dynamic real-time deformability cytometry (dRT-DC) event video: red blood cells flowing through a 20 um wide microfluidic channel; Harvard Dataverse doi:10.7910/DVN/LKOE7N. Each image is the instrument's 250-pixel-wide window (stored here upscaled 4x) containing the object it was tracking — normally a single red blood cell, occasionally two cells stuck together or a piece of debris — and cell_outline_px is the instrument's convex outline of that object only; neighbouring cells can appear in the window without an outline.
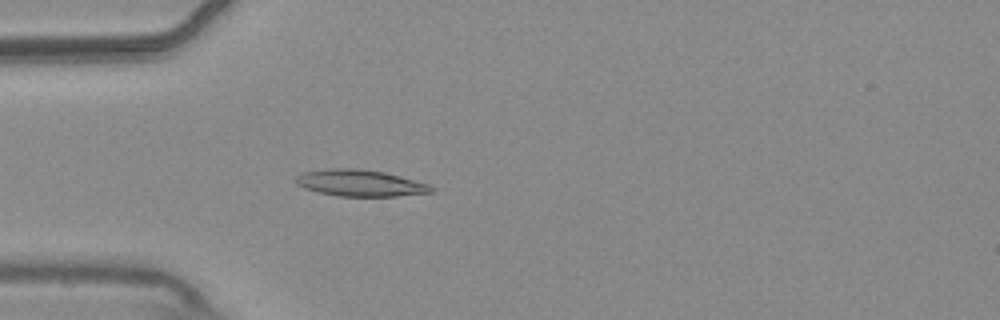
{"species": "common noctule bat (a hibernating species)", "species_latin": "Nyctalus noctula", "temperature_condition": "warm", "stored_images_in_passage": 46, "camera_frame_rate_fps": 3000, "um_per_image_px": 0.085, "animal": {"sex": "male", "body_mass_g": 20.4}, "frame": {"image": 1, "passage_image": 7, "time_ms": 2.0, "image_size_px": [1000, 320], "cell_outline_px": [[436, 188], [432, 192], [396, 196], [340, 196], [320, 192], [304, 188], [296, 184], [292, 180], [296, 176], [304, 172], [332, 168], [360, 168], [384, 172], [400, 176], [428, 184]], "centroid_in_image_um": [30.59, 15.55], "position_along_channel_um": 54.4, "area_um2": 20.92}}
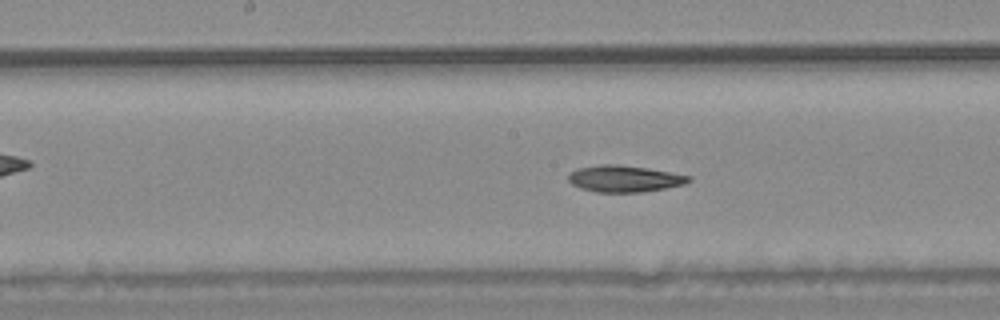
{"frame": {"image": 2, "passage_image": 19, "time_ms": 6.0, "image_size_px": [1000, 320], "cell_outline_px": [[692, 180], [684, 184], [664, 188], [640, 192], [596, 192], [580, 188], [572, 184], [568, 180], [568, 172], [576, 168], [600, 164], [616, 164], [648, 168], [692, 176]], "centroid_in_image_um": [53.04, 15.18], "position_along_channel_um": 195.2, "area_um2": 18.73}}
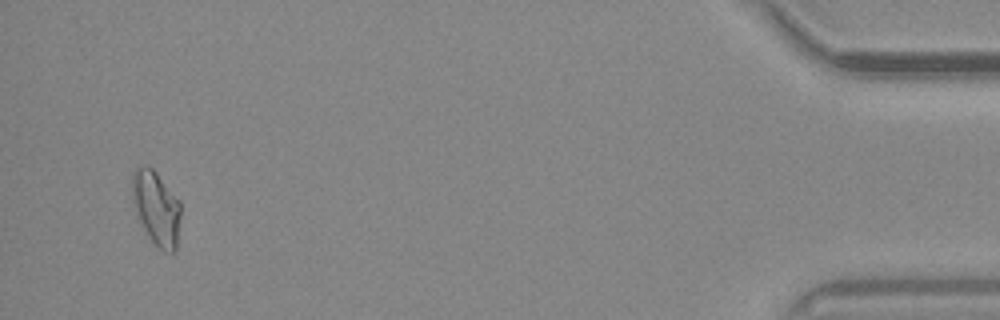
{"frame": {"image": 3, "passage_image": 44, "time_ms": 14.333, "image_size_px": [1000, 320], "cell_outline_px": [[180, 216], [176, 252], [164, 252], [152, 240], [136, 216], [132, 200], [132, 172], [136, 168], [144, 164], [148, 164], [156, 172], [180, 200]], "centroid_in_image_um": [13.28, 17.64], "position_along_channel_um": 421.9, "area_um2": 21.1}, "authors_computed_cell_mechanics": {"area_um2": 19.1896, "velocity_mm_per_s": 3.6751, "shape_relaxation_time_tau1_ms": null, "shape_relaxation_time_tau2_ms": 4.3049, "deformation_change_tau1": null, "deformation_change_tau2": 0.1008}}